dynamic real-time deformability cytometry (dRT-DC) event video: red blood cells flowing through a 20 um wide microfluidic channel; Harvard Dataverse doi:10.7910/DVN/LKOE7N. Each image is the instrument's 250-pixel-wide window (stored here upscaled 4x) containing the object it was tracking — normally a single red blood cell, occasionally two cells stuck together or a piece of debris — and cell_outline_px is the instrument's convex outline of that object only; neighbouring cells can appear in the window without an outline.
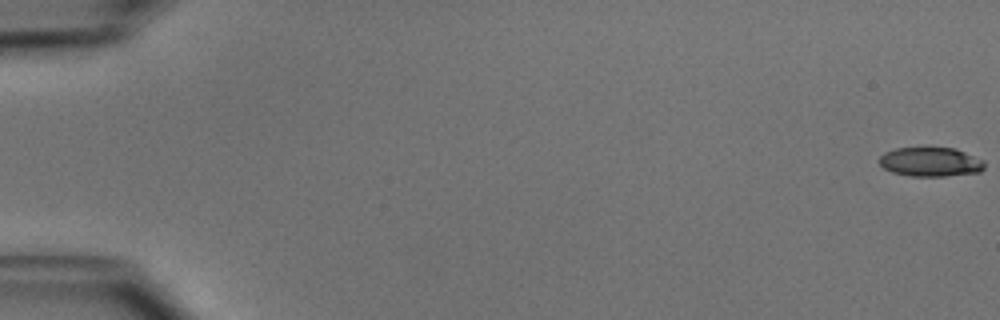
{"species": "common noctule bat (a hibernating species)", "species_latin": "Nyctalus noctula", "temperature_condition": "cold", "stored_images_in_passage": 52, "camera_frame_rate_fps": 3000, "um_per_image_px": 0.085, "animal": {"sex": "male", "body_mass_g": 15.6}, "frame": {"image": 1, "passage_image": 1, "time_ms": 0.0, "image_size_px": [1000, 320], "cell_outline_px": [[984, 168], [980, 172], [944, 176], [912, 176], [892, 172], [884, 168], [880, 164], [880, 156], [884, 152], [896, 148], [956, 148], [984, 160]], "centroid_in_image_um": [79.11, 13.76], "position_along_channel_um": 5.9, "area_um2": 17.86}}
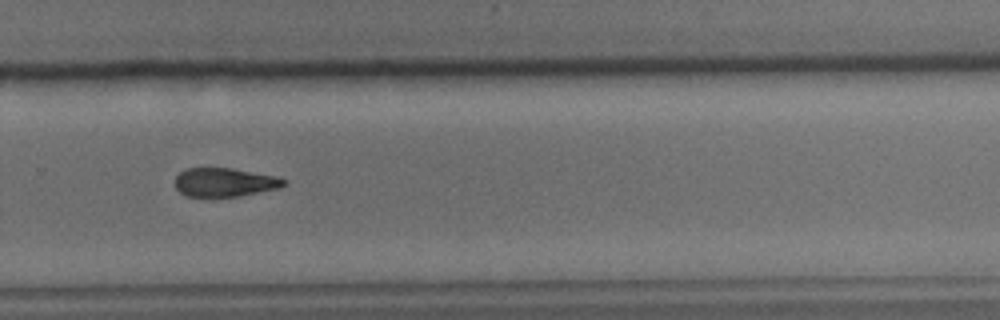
{"frame": {"image": 2, "passage_image": 36, "time_ms": 11.667, "image_size_px": [1000, 320], "cell_outline_px": [[288, 184], [280, 188], [240, 196], [184, 196], [176, 188], [176, 176], [184, 168], [232, 168], [276, 176], [288, 180]], "centroid_in_image_um": [19.13, 15.49], "position_along_channel_um": 310.7, "area_um2": 18.32}}
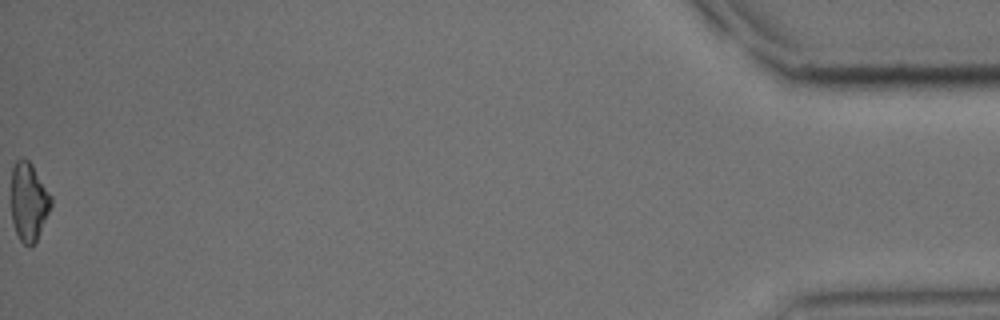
{"frame": {"image": 3, "passage_image": 52, "time_ms": 17.0, "image_size_px": [1000, 320], "cell_outline_px": [[52, 204], [36, 240], [32, 244], [24, 244], [20, 240], [16, 232], [12, 220], [12, 168], [16, 160], [20, 156], [24, 156], [32, 164], [52, 196]], "centroid_in_image_um": [2.44, 17.08], "position_along_channel_um": 432.8, "area_um2": 18.03}, "authors_computed_cell_mechanics": {"area_um2": 19.2185, "velocity_mm_per_s": 4.0168, "shape_relaxation_time_tau1_ms": 4.3999, "shape_relaxation_time_tau2_ms": 7.0251, "deformation_change_tau1": 0.1434, "deformation_change_tau2": 0.1849}}